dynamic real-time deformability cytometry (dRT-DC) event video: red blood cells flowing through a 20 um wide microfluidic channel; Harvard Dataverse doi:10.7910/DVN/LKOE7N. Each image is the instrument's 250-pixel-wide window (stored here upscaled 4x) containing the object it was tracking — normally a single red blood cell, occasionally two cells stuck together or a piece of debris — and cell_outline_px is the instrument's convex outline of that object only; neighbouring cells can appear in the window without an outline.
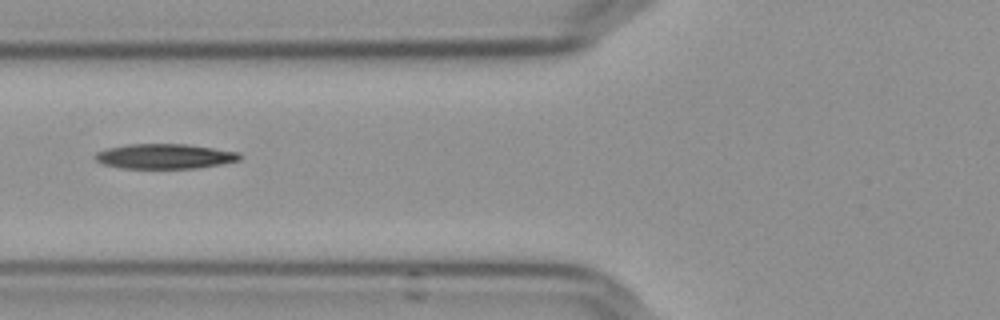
{"species": "Egyptian fruit bat (a non-hibernating species)", "species_latin": "Rousettus aegyptiacus", "temperature_condition": "cold", "stored_images_in_passage": 2, "camera_frame_rate_fps": 3000, "um_per_image_px": 0.085, "frame": {"image": 1, "passage_image": 2, "time_ms": 0.333, "image_size_px": [1000, 320], "cell_outline_px": [[240, 160], [220, 164], [196, 168], [120, 168], [104, 164], [96, 160], [96, 152], [108, 148], [128, 144], [188, 144], [240, 152]], "centroid_in_image_um": [14.02, 13.28], "position_along_channel_um": 111.8, "area_um2": 20.87}}